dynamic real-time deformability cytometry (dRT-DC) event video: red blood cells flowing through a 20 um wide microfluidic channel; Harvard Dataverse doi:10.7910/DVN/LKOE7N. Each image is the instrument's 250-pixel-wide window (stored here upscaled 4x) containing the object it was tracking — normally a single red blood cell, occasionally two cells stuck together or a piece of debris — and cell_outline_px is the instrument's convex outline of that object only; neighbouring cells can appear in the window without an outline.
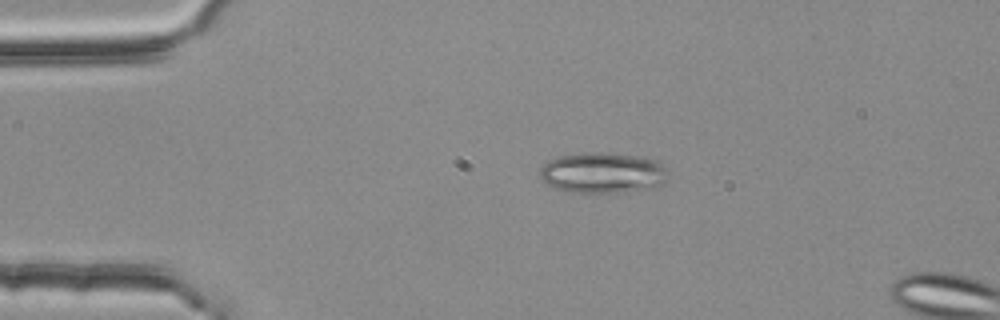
{"species": "common noctule bat (a hibernating species)", "species_latin": "Nyctalus noctula", "temperature_condition": "room temperature", "stored_images_in_passage": 10, "camera_frame_rate_fps": 3000, "um_per_image_px": 0.085, "animal": {"sex": "female", "body_mass_g": 25.1}, "frame": {"image": 1, "passage_image": 5, "time_ms": 1.333, "image_size_px": [1000, 320], "cell_outline_px": [[664, 180], [656, 188], [620, 192], [572, 192], [556, 188], [540, 180], [540, 168], [544, 164], [560, 156], [584, 152], [604, 152], [640, 156], [656, 160], [664, 168]], "centroid_in_image_um": [51.19, 14.68], "position_along_channel_um": 33.8, "area_um2": 30.11}}